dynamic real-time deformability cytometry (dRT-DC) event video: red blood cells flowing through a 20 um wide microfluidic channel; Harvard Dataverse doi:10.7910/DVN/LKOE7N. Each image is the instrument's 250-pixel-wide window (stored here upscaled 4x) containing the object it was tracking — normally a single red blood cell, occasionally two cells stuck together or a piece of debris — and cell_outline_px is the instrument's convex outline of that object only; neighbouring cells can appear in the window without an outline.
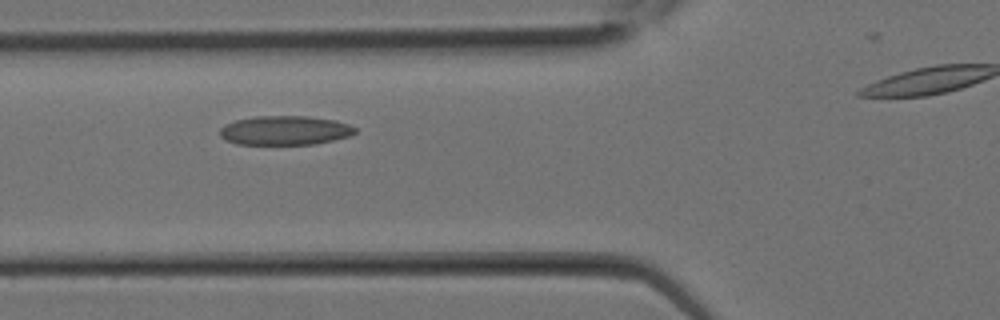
{"species": "Egyptian fruit bat (a non-hibernating species)", "species_latin": "Rousettus aegyptiacus", "temperature_condition": "room temperature", "stored_images_in_passage": 15, "camera_frame_rate_fps": 3000, "um_per_image_px": 0.085, "animal": {"sex": "female"}, "frame": {"image": 1, "passage_image": 2, "time_ms": 0.333, "image_size_px": [1000, 320], "cell_outline_px": [[356, 132], [348, 136], [332, 140], [312, 144], [236, 144], [224, 140], [220, 136], [220, 128], [224, 124], [236, 120], [256, 116], [308, 116], [336, 120], [348, 124], [356, 128]], "centroid_in_image_um": [24.18, 11.08], "position_along_channel_um": 101.6, "area_um2": 23.0}}
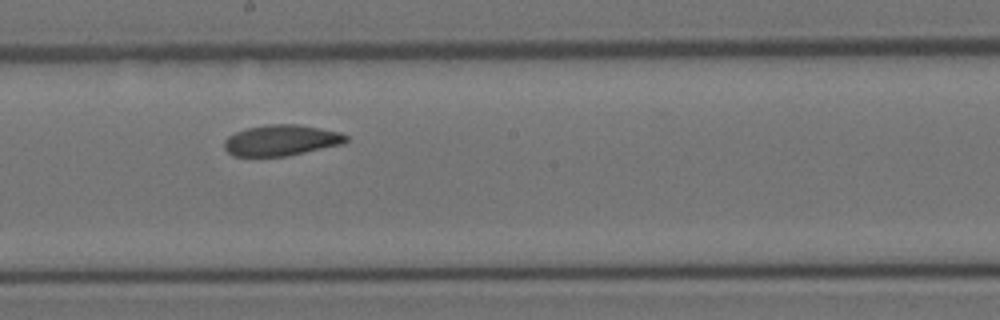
{"frame": {"image": 2, "passage_image": 7, "time_ms": 2.0, "image_size_px": [1000, 320], "cell_outline_px": [[348, 140], [344, 144], [288, 156], [232, 156], [224, 148], [224, 140], [228, 136], [236, 132], [248, 128], [268, 124], [296, 124], [320, 128], [340, 132], [348, 136]], "centroid_in_image_um": [23.92, 11.93], "position_along_channel_um": 224.3, "area_um2": 22.02}}
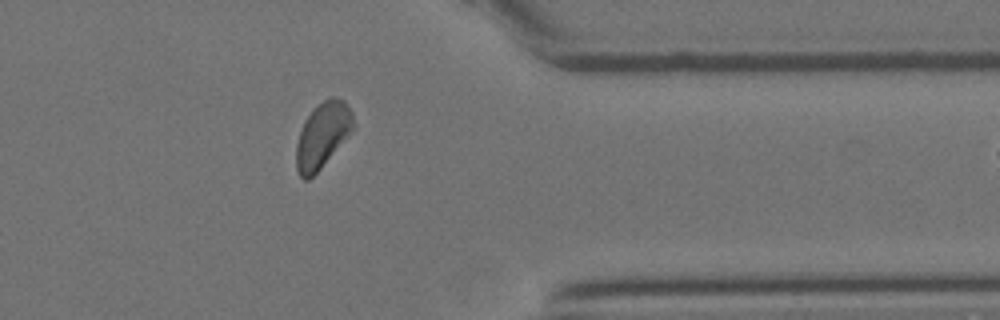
{"frame": {"image": 3, "passage_image": 14, "time_ms": 4.333, "image_size_px": [1000, 320], "cell_outline_px": [[356, 128], [320, 168], [308, 180], [304, 180], [300, 176], [296, 168], [296, 144], [304, 120], [312, 108], [316, 104], [328, 96], [336, 96], [344, 100], [352, 112]], "centroid_in_image_um": [27.43, 11.44], "position_along_channel_um": 384.0, "area_um2": 22.14}}